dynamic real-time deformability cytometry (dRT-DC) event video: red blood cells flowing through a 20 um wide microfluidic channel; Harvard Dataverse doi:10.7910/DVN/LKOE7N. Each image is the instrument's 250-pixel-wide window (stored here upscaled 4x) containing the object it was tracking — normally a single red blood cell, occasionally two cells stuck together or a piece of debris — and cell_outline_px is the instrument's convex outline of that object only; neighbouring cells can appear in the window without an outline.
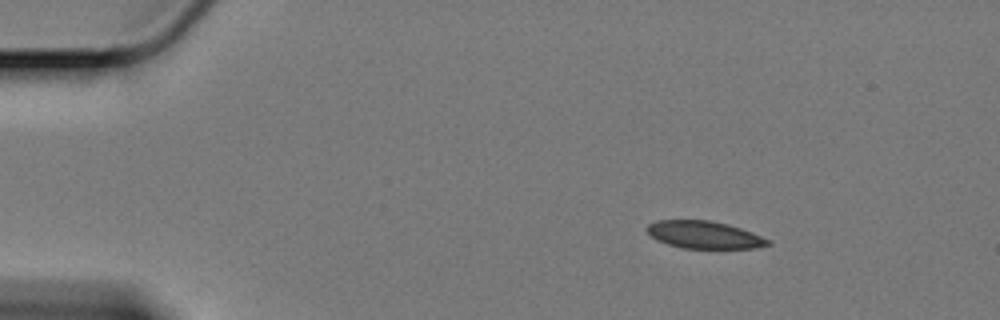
{"species": "Egyptian fruit bat (a non-hibernating species)", "species_latin": "Rousettus aegyptiacus", "temperature_condition": "cold", "stored_images_in_passage": 52, "camera_frame_rate_fps": 3000, "um_per_image_px": 0.085, "animal": {"sex": "female"}, "frame": {"image": 1, "passage_image": 1, "time_ms": 0.0, "image_size_px": [1000, 320], "cell_outline_px": [[772, 244], [756, 248], [684, 248], [668, 244], [656, 240], [648, 232], [648, 224], [656, 220], [708, 220], [728, 224], [752, 232], [772, 240]], "centroid_in_image_um": [59.9, 19.96], "position_along_channel_um": 25.1, "area_um2": 19.31}}
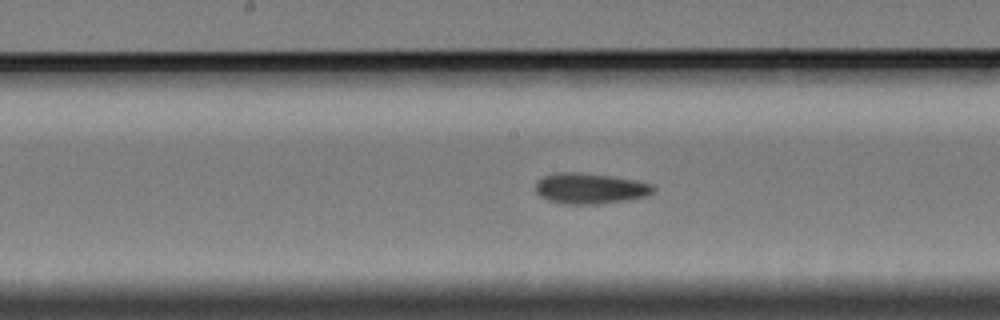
{"frame": {"image": 2, "passage_image": 23, "time_ms": 7.333, "image_size_px": [1000, 320], "cell_outline_px": [[656, 188], [648, 196], [628, 200], [596, 204], [564, 204], [548, 200], [540, 196], [536, 192], [536, 180], [544, 176], [556, 172], [580, 172], [612, 176], [636, 180], [652, 184]], "centroid_in_image_um": [50.16, 16.01], "position_along_channel_um": 198.0, "area_um2": 21.27}}
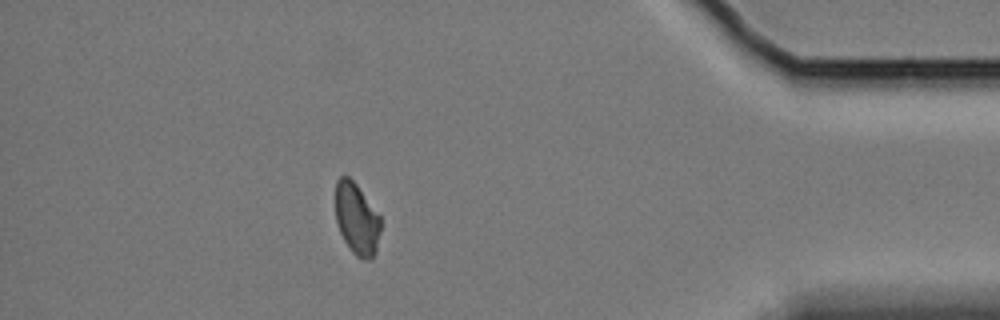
{"frame": {"image": 3, "passage_image": 45, "time_ms": 14.667, "image_size_px": [1000, 320], "cell_outline_px": [[380, 232], [376, 252], [372, 260], [368, 260], [356, 256], [352, 252], [344, 240], [340, 232], [336, 220], [336, 180], [340, 176], [348, 176], [356, 184], [380, 216]], "centroid_in_image_um": [30.33, 18.62], "position_along_channel_um": 404.9, "area_um2": 18.79}, "authors_computed_cell_mechanics": {"area_um2": 20.1722, "velocity_mm_per_s": 3.3681, "shape_relaxation_time_tau1_ms": null, "shape_relaxation_time_tau2_ms": 7.9218, "deformation_change_tau1": null, "deformation_change_tau2": 0.1095}}